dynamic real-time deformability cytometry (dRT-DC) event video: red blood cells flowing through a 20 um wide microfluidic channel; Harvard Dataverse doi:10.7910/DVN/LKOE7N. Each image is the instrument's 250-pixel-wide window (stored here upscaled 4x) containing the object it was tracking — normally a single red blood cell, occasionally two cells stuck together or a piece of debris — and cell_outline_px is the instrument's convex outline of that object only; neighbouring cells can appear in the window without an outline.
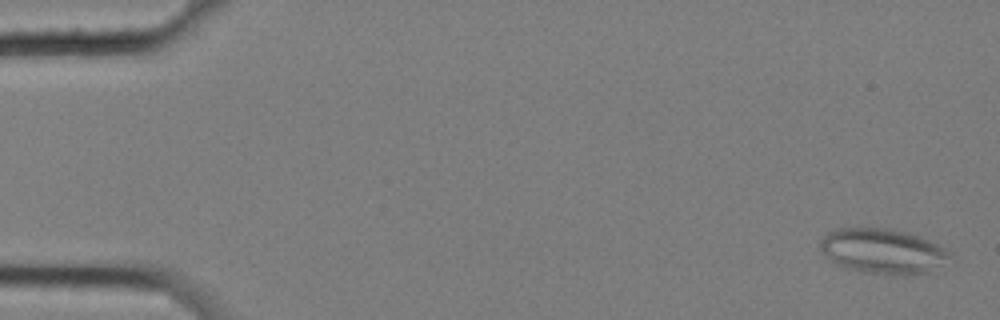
{"species": "common noctule bat (a hibernating species)", "species_latin": "Nyctalus noctula", "temperature_condition": "cold", "stored_images_in_passage": 5, "camera_frame_rate_fps": 3000, "um_per_image_px": 0.085, "animal": {"sex": "female", "body_mass_g": 25.1}, "frame": {"image": 1, "passage_image": 1, "time_ms": 0.0, "image_size_px": [1000, 320], "cell_outline_px": [[952, 256], [940, 264], [924, 272], [904, 276], [888, 276], [860, 272], [836, 264], [820, 248], [820, 240], [828, 232], [836, 228], [884, 228], [908, 232], [920, 236], [952, 252]], "centroid_in_image_um": [75.02, 21.35], "position_along_channel_um": 10.0, "area_um2": 33.93}}